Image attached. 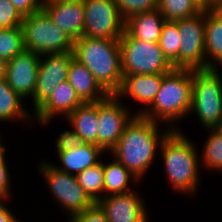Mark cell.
Segmentation results:
<instances>
[{"mask_svg": "<svg viewBox=\"0 0 222 222\" xmlns=\"http://www.w3.org/2000/svg\"><path fill=\"white\" fill-rule=\"evenodd\" d=\"M38 54L24 49L17 56L7 61V84L22 98H33L39 70Z\"/></svg>", "mask_w": 222, "mask_h": 222, "instance_id": "13", "label": "cell"}, {"mask_svg": "<svg viewBox=\"0 0 222 222\" xmlns=\"http://www.w3.org/2000/svg\"><path fill=\"white\" fill-rule=\"evenodd\" d=\"M72 52L108 95L118 92L123 79L119 40L82 36L74 41Z\"/></svg>", "mask_w": 222, "mask_h": 222, "instance_id": "3", "label": "cell"}, {"mask_svg": "<svg viewBox=\"0 0 222 222\" xmlns=\"http://www.w3.org/2000/svg\"><path fill=\"white\" fill-rule=\"evenodd\" d=\"M9 200H1L0 199V222H20L14 213L9 210L7 207V203Z\"/></svg>", "mask_w": 222, "mask_h": 222, "instance_id": "36", "label": "cell"}, {"mask_svg": "<svg viewBox=\"0 0 222 222\" xmlns=\"http://www.w3.org/2000/svg\"><path fill=\"white\" fill-rule=\"evenodd\" d=\"M68 220V222H108L104 210L98 203H94L83 212L69 217Z\"/></svg>", "mask_w": 222, "mask_h": 222, "instance_id": "32", "label": "cell"}, {"mask_svg": "<svg viewBox=\"0 0 222 222\" xmlns=\"http://www.w3.org/2000/svg\"><path fill=\"white\" fill-rule=\"evenodd\" d=\"M105 151L98 145L84 143L76 149L60 151L57 154L61 165H54L58 170L76 176L83 170L100 162Z\"/></svg>", "mask_w": 222, "mask_h": 222, "instance_id": "18", "label": "cell"}, {"mask_svg": "<svg viewBox=\"0 0 222 222\" xmlns=\"http://www.w3.org/2000/svg\"><path fill=\"white\" fill-rule=\"evenodd\" d=\"M159 126L158 122L135 115L109 152L139 181H142L156 159L161 142L172 131L171 128L161 130Z\"/></svg>", "mask_w": 222, "mask_h": 222, "instance_id": "1", "label": "cell"}, {"mask_svg": "<svg viewBox=\"0 0 222 222\" xmlns=\"http://www.w3.org/2000/svg\"><path fill=\"white\" fill-rule=\"evenodd\" d=\"M135 115L116 95H108L104 100L99 101L98 146L108 154Z\"/></svg>", "mask_w": 222, "mask_h": 222, "instance_id": "11", "label": "cell"}, {"mask_svg": "<svg viewBox=\"0 0 222 222\" xmlns=\"http://www.w3.org/2000/svg\"><path fill=\"white\" fill-rule=\"evenodd\" d=\"M165 74L167 73L123 75L121 87L115 95L121 101L122 98L129 97L132 101L144 105L134 112L141 115L152 104Z\"/></svg>", "mask_w": 222, "mask_h": 222, "instance_id": "14", "label": "cell"}, {"mask_svg": "<svg viewBox=\"0 0 222 222\" xmlns=\"http://www.w3.org/2000/svg\"><path fill=\"white\" fill-rule=\"evenodd\" d=\"M215 10L222 16V0L216 4Z\"/></svg>", "mask_w": 222, "mask_h": 222, "instance_id": "41", "label": "cell"}, {"mask_svg": "<svg viewBox=\"0 0 222 222\" xmlns=\"http://www.w3.org/2000/svg\"><path fill=\"white\" fill-rule=\"evenodd\" d=\"M165 18L156 9L134 14L125 19V31L139 40L158 43Z\"/></svg>", "mask_w": 222, "mask_h": 222, "instance_id": "21", "label": "cell"}, {"mask_svg": "<svg viewBox=\"0 0 222 222\" xmlns=\"http://www.w3.org/2000/svg\"><path fill=\"white\" fill-rule=\"evenodd\" d=\"M192 84L193 69L174 68L163 76L160 90L141 116L154 122H165L164 127L179 130V127L175 128L176 124L191 111Z\"/></svg>", "mask_w": 222, "mask_h": 222, "instance_id": "4", "label": "cell"}, {"mask_svg": "<svg viewBox=\"0 0 222 222\" xmlns=\"http://www.w3.org/2000/svg\"><path fill=\"white\" fill-rule=\"evenodd\" d=\"M197 147L180 129L172 130L161 142L159 149L171 188L188 197L196 194L199 189L198 182H201V154L198 153Z\"/></svg>", "mask_w": 222, "mask_h": 222, "instance_id": "2", "label": "cell"}, {"mask_svg": "<svg viewBox=\"0 0 222 222\" xmlns=\"http://www.w3.org/2000/svg\"><path fill=\"white\" fill-rule=\"evenodd\" d=\"M66 1H73V0H42V2H66Z\"/></svg>", "mask_w": 222, "mask_h": 222, "instance_id": "42", "label": "cell"}, {"mask_svg": "<svg viewBox=\"0 0 222 222\" xmlns=\"http://www.w3.org/2000/svg\"><path fill=\"white\" fill-rule=\"evenodd\" d=\"M10 2L23 15H30L42 8V0H10Z\"/></svg>", "mask_w": 222, "mask_h": 222, "instance_id": "35", "label": "cell"}, {"mask_svg": "<svg viewBox=\"0 0 222 222\" xmlns=\"http://www.w3.org/2000/svg\"><path fill=\"white\" fill-rule=\"evenodd\" d=\"M157 9L165 21H179L200 13L202 9L193 0H158Z\"/></svg>", "mask_w": 222, "mask_h": 222, "instance_id": "28", "label": "cell"}, {"mask_svg": "<svg viewBox=\"0 0 222 222\" xmlns=\"http://www.w3.org/2000/svg\"><path fill=\"white\" fill-rule=\"evenodd\" d=\"M204 19L206 69H218L222 66V16L209 9L204 10Z\"/></svg>", "mask_w": 222, "mask_h": 222, "instance_id": "22", "label": "cell"}, {"mask_svg": "<svg viewBox=\"0 0 222 222\" xmlns=\"http://www.w3.org/2000/svg\"><path fill=\"white\" fill-rule=\"evenodd\" d=\"M1 136H0V159L4 156V155H6L5 153H6V151H7V147L4 145V144H2L1 143Z\"/></svg>", "mask_w": 222, "mask_h": 222, "instance_id": "40", "label": "cell"}, {"mask_svg": "<svg viewBox=\"0 0 222 222\" xmlns=\"http://www.w3.org/2000/svg\"><path fill=\"white\" fill-rule=\"evenodd\" d=\"M104 167V196L112 194H126L134 191L130 183H137L136 178L115 158L111 162H103ZM131 180V181H130Z\"/></svg>", "mask_w": 222, "mask_h": 222, "instance_id": "24", "label": "cell"}, {"mask_svg": "<svg viewBox=\"0 0 222 222\" xmlns=\"http://www.w3.org/2000/svg\"><path fill=\"white\" fill-rule=\"evenodd\" d=\"M23 19L10 0H0V29L21 27Z\"/></svg>", "mask_w": 222, "mask_h": 222, "instance_id": "31", "label": "cell"}, {"mask_svg": "<svg viewBox=\"0 0 222 222\" xmlns=\"http://www.w3.org/2000/svg\"><path fill=\"white\" fill-rule=\"evenodd\" d=\"M6 156L4 155L0 159V199L1 200H10L11 198V175L10 169L8 168Z\"/></svg>", "mask_w": 222, "mask_h": 222, "instance_id": "34", "label": "cell"}, {"mask_svg": "<svg viewBox=\"0 0 222 222\" xmlns=\"http://www.w3.org/2000/svg\"><path fill=\"white\" fill-rule=\"evenodd\" d=\"M77 181L94 203L104 197V167L100 161L76 175Z\"/></svg>", "mask_w": 222, "mask_h": 222, "instance_id": "25", "label": "cell"}, {"mask_svg": "<svg viewBox=\"0 0 222 222\" xmlns=\"http://www.w3.org/2000/svg\"><path fill=\"white\" fill-rule=\"evenodd\" d=\"M42 8L62 31L73 41L83 36L84 5L83 0L66 2H42Z\"/></svg>", "mask_w": 222, "mask_h": 222, "instance_id": "15", "label": "cell"}, {"mask_svg": "<svg viewBox=\"0 0 222 222\" xmlns=\"http://www.w3.org/2000/svg\"><path fill=\"white\" fill-rule=\"evenodd\" d=\"M119 12L124 19L134 14L156 10L158 0H115Z\"/></svg>", "mask_w": 222, "mask_h": 222, "instance_id": "30", "label": "cell"}, {"mask_svg": "<svg viewBox=\"0 0 222 222\" xmlns=\"http://www.w3.org/2000/svg\"><path fill=\"white\" fill-rule=\"evenodd\" d=\"M39 162L38 173L43 177L55 202L68 214L67 217L79 214L94 204L76 176L58 170L52 162L43 159Z\"/></svg>", "mask_w": 222, "mask_h": 222, "instance_id": "8", "label": "cell"}, {"mask_svg": "<svg viewBox=\"0 0 222 222\" xmlns=\"http://www.w3.org/2000/svg\"><path fill=\"white\" fill-rule=\"evenodd\" d=\"M67 81L83 103L99 102L108 96L96 82L93 74L76 59L70 63Z\"/></svg>", "mask_w": 222, "mask_h": 222, "instance_id": "19", "label": "cell"}, {"mask_svg": "<svg viewBox=\"0 0 222 222\" xmlns=\"http://www.w3.org/2000/svg\"><path fill=\"white\" fill-rule=\"evenodd\" d=\"M136 190L126 194L104 196L99 206L104 210L108 222H132L140 218L146 211L144 199Z\"/></svg>", "mask_w": 222, "mask_h": 222, "instance_id": "17", "label": "cell"}, {"mask_svg": "<svg viewBox=\"0 0 222 222\" xmlns=\"http://www.w3.org/2000/svg\"><path fill=\"white\" fill-rule=\"evenodd\" d=\"M181 36L179 68L206 69L204 10L178 21Z\"/></svg>", "mask_w": 222, "mask_h": 222, "instance_id": "10", "label": "cell"}, {"mask_svg": "<svg viewBox=\"0 0 222 222\" xmlns=\"http://www.w3.org/2000/svg\"><path fill=\"white\" fill-rule=\"evenodd\" d=\"M56 139V151H68L71 149H76L77 147L84 144L82 138L76 134L73 130H65L58 135Z\"/></svg>", "mask_w": 222, "mask_h": 222, "instance_id": "33", "label": "cell"}, {"mask_svg": "<svg viewBox=\"0 0 222 222\" xmlns=\"http://www.w3.org/2000/svg\"><path fill=\"white\" fill-rule=\"evenodd\" d=\"M215 129L218 130L220 133H222V117L220 119V123L218 124V126Z\"/></svg>", "mask_w": 222, "mask_h": 222, "instance_id": "43", "label": "cell"}, {"mask_svg": "<svg viewBox=\"0 0 222 222\" xmlns=\"http://www.w3.org/2000/svg\"><path fill=\"white\" fill-rule=\"evenodd\" d=\"M219 1H221V0H214V2L217 4Z\"/></svg>", "mask_w": 222, "mask_h": 222, "instance_id": "44", "label": "cell"}, {"mask_svg": "<svg viewBox=\"0 0 222 222\" xmlns=\"http://www.w3.org/2000/svg\"><path fill=\"white\" fill-rule=\"evenodd\" d=\"M66 119L84 143L98 145V102L82 103Z\"/></svg>", "mask_w": 222, "mask_h": 222, "instance_id": "20", "label": "cell"}, {"mask_svg": "<svg viewBox=\"0 0 222 222\" xmlns=\"http://www.w3.org/2000/svg\"><path fill=\"white\" fill-rule=\"evenodd\" d=\"M83 102L76 95L74 88L66 80L58 84L52 91L48 100L34 113V125H48L50 121L58 116L67 117Z\"/></svg>", "mask_w": 222, "mask_h": 222, "instance_id": "16", "label": "cell"}, {"mask_svg": "<svg viewBox=\"0 0 222 222\" xmlns=\"http://www.w3.org/2000/svg\"><path fill=\"white\" fill-rule=\"evenodd\" d=\"M83 36L119 40L125 31L122 17L115 0H83Z\"/></svg>", "mask_w": 222, "mask_h": 222, "instance_id": "9", "label": "cell"}, {"mask_svg": "<svg viewBox=\"0 0 222 222\" xmlns=\"http://www.w3.org/2000/svg\"><path fill=\"white\" fill-rule=\"evenodd\" d=\"M6 65L7 61L3 58H0V80L6 79Z\"/></svg>", "mask_w": 222, "mask_h": 222, "instance_id": "38", "label": "cell"}, {"mask_svg": "<svg viewBox=\"0 0 222 222\" xmlns=\"http://www.w3.org/2000/svg\"><path fill=\"white\" fill-rule=\"evenodd\" d=\"M158 44L163 55L173 65V67L179 68V50L182 42L178 30V21L164 22Z\"/></svg>", "mask_w": 222, "mask_h": 222, "instance_id": "26", "label": "cell"}, {"mask_svg": "<svg viewBox=\"0 0 222 222\" xmlns=\"http://www.w3.org/2000/svg\"><path fill=\"white\" fill-rule=\"evenodd\" d=\"M22 99L8 84L6 80H0V123L6 121L34 123L31 114ZM23 102V103H22ZM26 107V108H25ZM19 119V120H18ZM22 120V121H21Z\"/></svg>", "mask_w": 222, "mask_h": 222, "instance_id": "23", "label": "cell"}, {"mask_svg": "<svg viewBox=\"0 0 222 222\" xmlns=\"http://www.w3.org/2000/svg\"><path fill=\"white\" fill-rule=\"evenodd\" d=\"M209 136L204 141L202 155L199 156L202 167L206 170L222 173V133L216 129H207ZM208 168V169H207Z\"/></svg>", "mask_w": 222, "mask_h": 222, "instance_id": "27", "label": "cell"}, {"mask_svg": "<svg viewBox=\"0 0 222 222\" xmlns=\"http://www.w3.org/2000/svg\"><path fill=\"white\" fill-rule=\"evenodd\" d=\"M73 52L55 53L40 57L35 92L32 98L35 113L51 96L56 86L67 80Z\"/></svg>", "mask_w": 222, "mask_h": 222, "instance_id": "12", "label": "cell"}, {"mask_svg": "<svg viewBox=\"0 0 222 222\" xmlns=\"http://www.w3.org/2000/svg\"><path fill=\"white\" fill-rule=\"evenodd\" d=\"M24 48L42 55L72 52L74 41L40 8L22 21Z\"/></svg>", "mask_w": 222, "mask_h": 222, "instance_id": "6", "label": "cell"}, {"mask_svg": "<svg viewBox=\"0 0 222 222\" xmlns=\"http://www.w3.org/2000/svg\"><path fill=\"white\" fill-rule=\"evenodd\" d=\"M202 10L215 9L214 0H193Z\"/></svg>", "mask_w": 222, "mask_h": 222, "instance_id": "37", "label": "cell"}, {"mask_svg": "<svg viewBox=\"0 0 222 222\" xmlns=\"http://www.w3.org/2000/svg\"><path fill=\"white\" fill-rule=\"evenodd\" d=\"M24 49L22 27L0 29V58L9 61Z\"/></svg>", "mask_w": 222, "mask_h": 222, "instance_id": "29", "label": "cell"}, {"mask_svg": "<svg viewBox=\"0 0 222 222\" xmlns=\"http://www.w3.org/2000/svg\"><path fill=\"white\" fill-rule=\"evenodd\" d=\"M119 42L123 75L169 73L174 69L158 43L139 40L126 31Z\"/></svg>", "mask_w": 222, "mask_h": 222, "instance_id": "7", "label": "cell"}, {"mask_svg": "<svg viewBox=\"0 0 222 222\" xmlns=\"http://www.w3.org/2000/svg\"><path fill=\"white\" fill-rule=\"evenodd\" d=\"M149 213L146 211L140 218H138L136 221L132 222H149Z\"/></svg>", "mask_w": 222, "mask_h": 222, "instance_id": "39", "label": "cell"}, {"mask_svg": "<svg viewBox=\"0 0 222 222\" xmlns=\"http://www.w3.org/2000/svg\"><path fill=\"white\" fill-rule=\"evenodd\" d=\"M222 74L219 69L193 70L191 113L201 126L215 129L222 117Z\"/></svg>", "mask_w": 222, "mask_h": 222, "instance_id": "5", "label": "cell"}]
</instances>
